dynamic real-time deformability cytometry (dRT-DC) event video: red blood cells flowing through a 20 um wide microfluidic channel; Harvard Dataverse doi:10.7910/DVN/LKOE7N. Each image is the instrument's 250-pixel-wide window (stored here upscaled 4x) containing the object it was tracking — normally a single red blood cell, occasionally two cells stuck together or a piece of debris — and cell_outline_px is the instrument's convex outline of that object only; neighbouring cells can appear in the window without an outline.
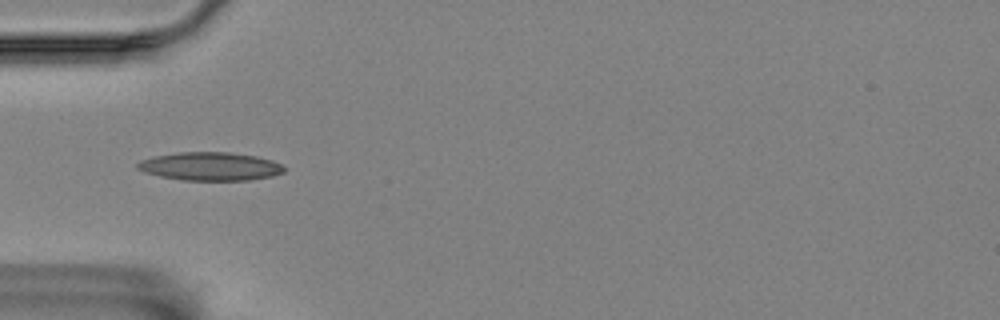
{"species": "Egyptian fruit bat (a non-hibernating species)", "species_latin": "Rousettus aegyptiacus", "temperature_condition": "room temperature", "stored_images_in_passage": 6, "camera_frame_rate_fps": 3000, "um_per_image_px": 0.085, "animal": {"sex": "female"}, "frame": {"image": 1, "passage_image": 5, "time_ms": 1.333, "image_size_px": [1000, 320], "cell_outline_px": [[284, 172], [272, 176], [248, 180], [180, 180], [160, 176], [144, 172], [136, 168], [136, 164], [140, 160], [152, 156], [176, 152], [228, 152], [256, 156], [272, 160], [280, 164], [284, 168]], "centroid_in_image_um": [17.82, 14.13], "position_along_channel_um": 67.2, "area_um2": 24.28}}
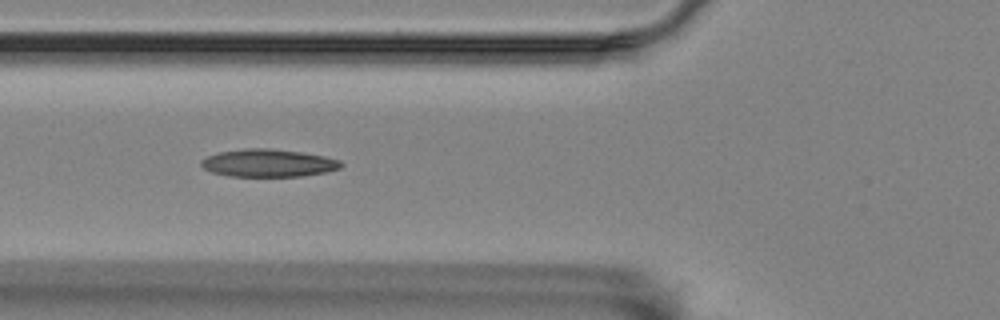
{"frame": {"image": 2, "passage_image": 6, "time_ms": 1.667, "image_size_px": [1000, 320], "cell_outline_px": [[344, 164], [340, 168], [324, 172], [300, 176], [228, 176], [212, 172], [204, 168], [200, 164], [200, 160], [208, 156], [220, 152], [244, 148], [272, 148], [300, 152], [324, 156], [340, 160]], "centroid_in_image_um": [22.79, 13.85], "position_along_channel_um": 103.0, "area_um2": 22.48}}